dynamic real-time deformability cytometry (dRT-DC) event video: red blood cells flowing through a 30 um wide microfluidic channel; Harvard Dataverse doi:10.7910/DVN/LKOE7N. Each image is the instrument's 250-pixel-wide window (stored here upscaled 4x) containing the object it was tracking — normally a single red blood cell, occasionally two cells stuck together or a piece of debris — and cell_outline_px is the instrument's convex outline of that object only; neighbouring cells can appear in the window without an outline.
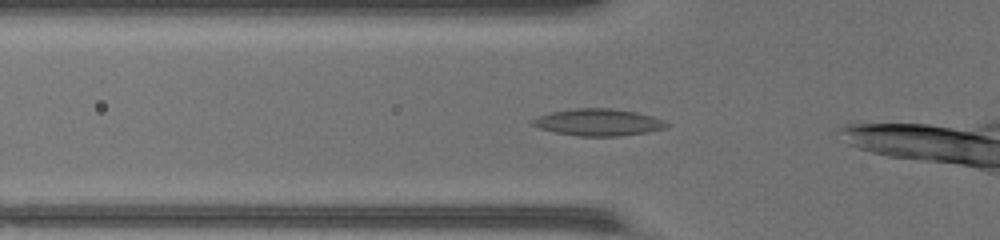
{"species": "common noctule bat (a hibernating species)", "species_latin": "Nyctalus noctula", "temperature_condition": "warm", "stored_images_in_passage": 37, "camera_frame_rate_fps": 3000, "um_per_image_px": 0.085, "animal": {"sex": "female", "body_mass_g": 17.0, "forearm_length_mm": 48.0}, "frame": {"image": 1, "passage_image": 3, "time_ms": 0.667, "image_size_px": [1000, 240], "cell_outline_px": [[668, 124], [664, 128], [644, 132], [620, 136], [580, 136], [556, 132], [540, 128], [532, 124], [532, 120], [540, 116], [552, 112], [576, 108], [612, 108], [636, 112], [652, 116]], "centroid_in_image_um": [50.84, 10.39], "position_along_channel_um": 75.0, "area_um2": 20.52}}
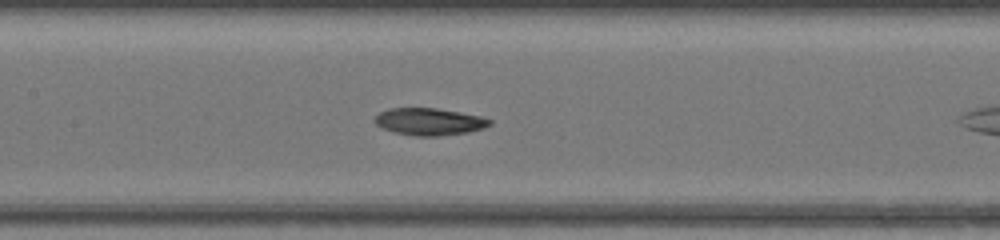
{"frame": {"image": 2, "passage_image": 10, "time_ms": 3.0, "image_size_px": [1000, 240], "cell_outline_px": [[492, 124], [484, 128], [468, 132], [436, 136], [416, 136], [396, 132], [384, 128], [376, 124], [372, 120], [380, 112], [388, 108], [436, 108], [460, 112], [480, 116], [492, 120]], "centroid_in_image_um": [36.5, 10.33], "position_along_channel_um": 170.9, "area_um2": 18.09}}
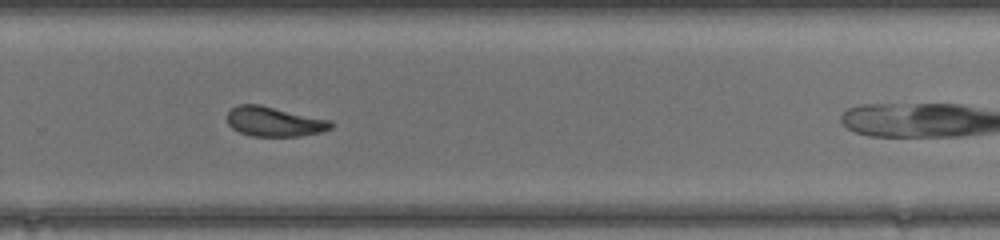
{"frame": {"image": 3, "passage_image": 20, "time_ms": 6.333, "image_size_px": [1000, 240], "cell_outline_px": [[336, 124], [332, 128], [320, 132], [300, 136], [252, 136], [240, 132], [232, 128], [228, 124], [228, 112], [232, 108], [240, 104], [260, 104], [332, 120]], "centroid_in_image_um": [23.36, 10.33], "position_along_channel_um": 306.4, "area_um2": 18.09}}